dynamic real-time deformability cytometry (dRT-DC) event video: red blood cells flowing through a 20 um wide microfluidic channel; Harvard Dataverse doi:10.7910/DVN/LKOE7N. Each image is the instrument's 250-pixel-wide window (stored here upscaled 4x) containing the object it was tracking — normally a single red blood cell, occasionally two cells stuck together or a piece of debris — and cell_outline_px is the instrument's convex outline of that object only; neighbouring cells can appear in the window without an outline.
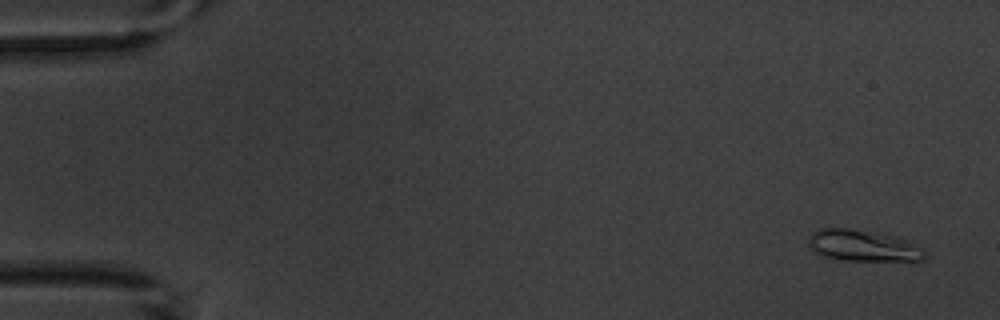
{"species": "common noctule bat (a hibernating species)", "species_latin": "Nyctalus noctula", "temperature_condition": "warm", "stored_images_in_passage": 5, "camera_frame_rate_fps": 3000, "um_per_image_px": 0.085, "animal": {"sex": "male", "body_mass_g": 20.1, "forearm_length_mm": 53.5}, "frame": {"image": 1, "passage_image": 1, "time_ms": 0.0, "image_size_px": [1000, 320], "cell_outline_px": [[928, 256], [924, 260], [844, 260], [824, 256], [812, 252], [808, 248], [808, 236], [812, 232], [820, 228], [848, 228], [880, 232], [896, 236], [908, 240], [924, 252]], "centroid_in_image_um": [73.29, 20.86], "position_along_channel_um": 11.7, "area_um2": 21.44}}